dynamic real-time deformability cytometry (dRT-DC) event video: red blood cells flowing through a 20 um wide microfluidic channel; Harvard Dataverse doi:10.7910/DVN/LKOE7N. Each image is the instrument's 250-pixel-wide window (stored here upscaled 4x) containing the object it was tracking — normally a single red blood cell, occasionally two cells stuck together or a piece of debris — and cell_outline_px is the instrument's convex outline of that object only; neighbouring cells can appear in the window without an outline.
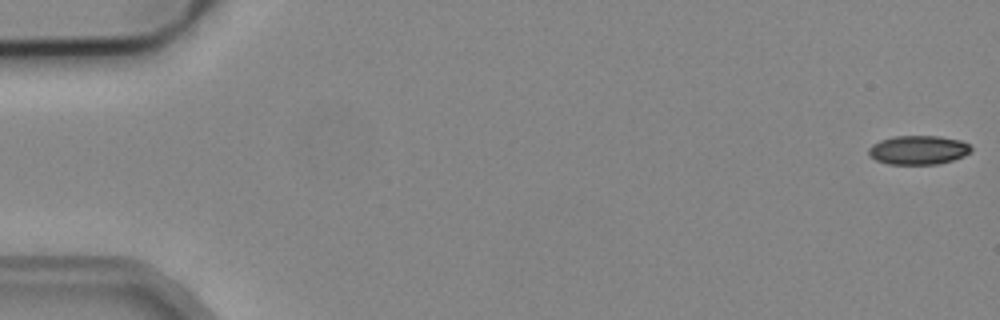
{"species": "common noctule bat (a hibernating species)", "species_latin": "Nyctalus noctula", "temperature_condition": "cold", "stored_images_in_passage": 5, "camera_frame_rate_fps": 3000, "um_per_image_px": 0.085, "animal": {"sex": "male", "body_mass_g": 19.2, "forearm_length_mm": 51.8}, "frame": {"image": 1, "passage_image": 1, "time_ms": 0.0, "image_size_px": [1000, 320], "cell_outline_px": [[972, 152], [964, 156], [952, 160], [936, 164], [888, 164], [876, 160], [868, 156], [868, 148], [872, 144], [880, 140], [892, 136], [940, 136], [960, 140], [968, 144], [972, 148]], "centroid_in_image_um": [78.04, 12.74], "position_along_channel_um": 7.0, "area_um2": 17.46}}
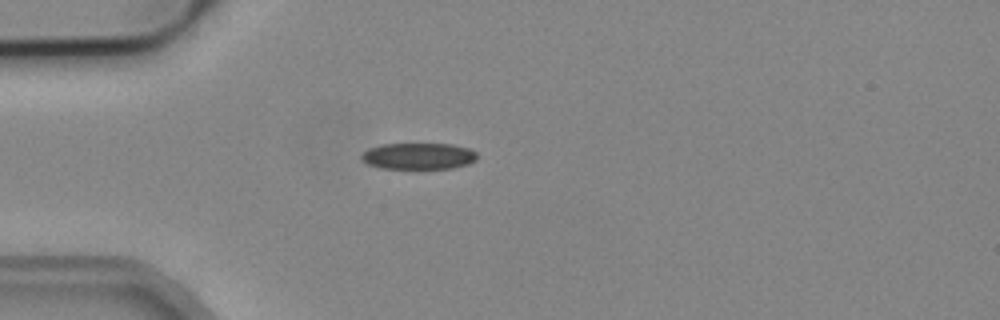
{"frame": {"image": 2, "passage_image": 5, "time_ms": 1.333, "image_size_px": [1000, 320], "cell_outline_px": [[476, 160], [468, 164], [452, 168], [380, 168], [368, 164], [360, 160], [360, 156], [368, 148], [380, 144], [452, 144], [468, 148], [476, 152]], "centroid_in_image_um": [35.54, 13.26], "position_along_channel_um": 49.5, "area_um2": 17.8}}